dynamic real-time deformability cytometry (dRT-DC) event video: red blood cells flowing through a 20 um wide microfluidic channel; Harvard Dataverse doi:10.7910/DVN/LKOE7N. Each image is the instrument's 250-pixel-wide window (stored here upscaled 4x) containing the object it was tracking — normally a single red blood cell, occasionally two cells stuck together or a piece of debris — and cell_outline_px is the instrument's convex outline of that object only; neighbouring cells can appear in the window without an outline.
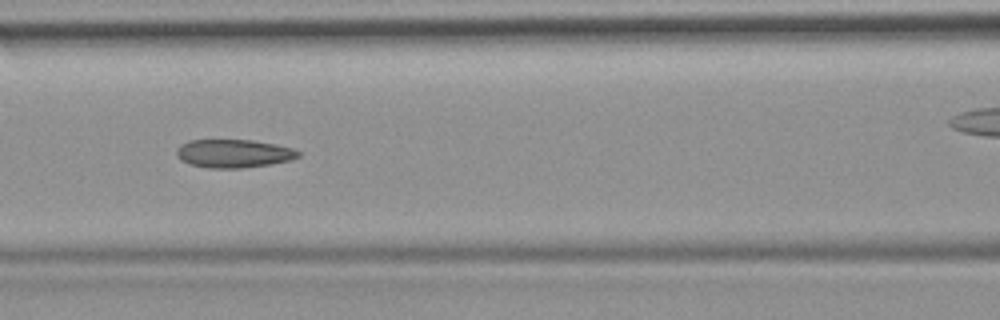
{"species": "common noctule bat (a hibernating species)", "species_latin": "Nyctalus noctula", "temperature_condition": "room temperature", "stored_images_in_passage": 9, "camera_frame_rate_fps": 3000, "um_per_image_px": 0.085, "animal": {"sex": "female", "body_mass_g": 19.9}, "frame": {"image": 1, "passage_image": 7, "time_ms": 7.333, "image_size_px": [1000, 320], "cell_outline_px": [[300, 156], [292, 160], [272, 164], [240, 168], [208, 168], [192, 164], [180, 160], [176, 156], [176, 148], [180, 144], [188, 140], [252, 140], [276, 144], [296, 148], [300, 152]], "centroid_in_image_um": [19.88, 13.04], "position_along_channel_um": 146.7, "area_um2": 20.35}}
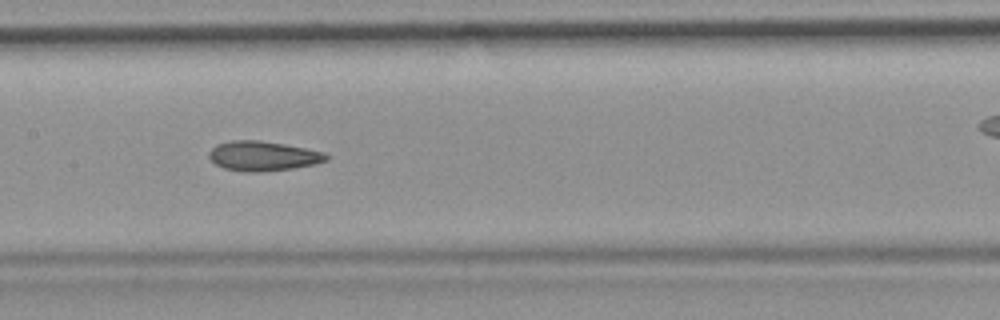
{"frame": {"image": 2, "passage_image": 8, "time_ms": 8.333, "image_size_px": [1000, 320], "cell_outline_px": [[328, 160], [316, 164], [292, 168], [260, 172], [244, 172], [224, 168], [216, 164], [208, 156], [208, 152], [216, 144], [232, 140], [260, 140], [284, 144], [324, 152], [328, 156]], "centroid_in_image_um": [22.34, 13.26], "position_along_channel_um": 185.1, "area_um2": 20.29}}